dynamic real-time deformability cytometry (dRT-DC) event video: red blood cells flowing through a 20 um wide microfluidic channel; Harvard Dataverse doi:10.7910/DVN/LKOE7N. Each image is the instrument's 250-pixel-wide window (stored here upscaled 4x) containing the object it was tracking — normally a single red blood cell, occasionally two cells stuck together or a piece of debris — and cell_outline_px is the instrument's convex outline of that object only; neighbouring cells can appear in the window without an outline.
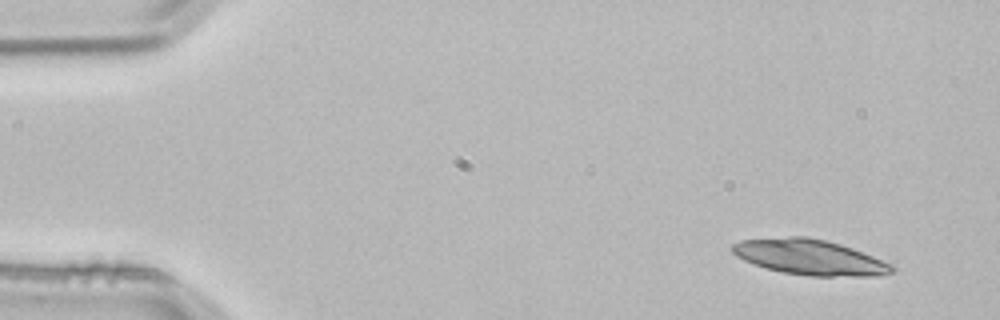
{"species": "common noctule bat (a hibernating species)", "species_latin": "Nyctalus noctula", "temperature_condition": "room temperature", "stored_images_in_passage": 3, "camera_frame_rate_fps": 3000, "um_per_image_px": 0.085, "animal": {"sex": "male", "body_mass_g": 21.5, "forearm_length_mm": 52.0}, "frame": {"image": 1, "passage_image": 1, "time_ms": 0.0, "image_size_px": [1000, 320], "cell_outline_px": [[896, 268], [892, 272], [880, 276], [812, 276], [784, 272], [764, 268], [744, 260], [736, 256], [732, 252], [732, 244], [740, 240], [788, 236], [808, 236], [840, 244], [852, 248], [892, 264]], "centroid_in_image_um": [68.82, 21.86], "position_along_channel_um": 16.2, "area_um2": 32.89}}